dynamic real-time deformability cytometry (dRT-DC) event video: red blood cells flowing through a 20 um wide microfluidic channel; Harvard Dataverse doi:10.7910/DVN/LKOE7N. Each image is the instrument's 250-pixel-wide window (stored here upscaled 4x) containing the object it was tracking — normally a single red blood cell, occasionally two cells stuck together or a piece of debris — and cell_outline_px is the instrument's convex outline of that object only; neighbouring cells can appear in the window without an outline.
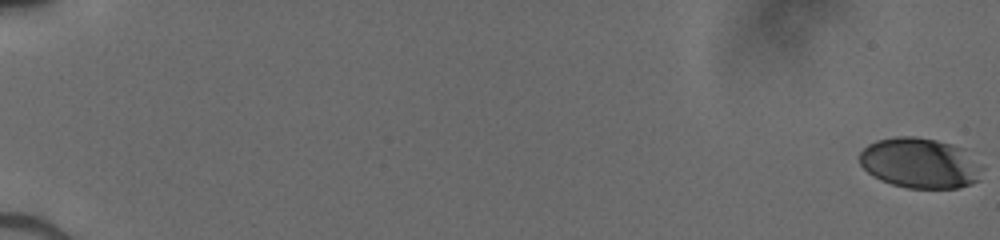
{"species": "human", "species_latin": "Homo sapiens", "temperature_condition": "cold", "stored_images_in_passage": 53, "camera_frame_rate_fps": 3000, "um_per_image_px": 0.085, "donor": {"sex": "male"}, "frame": {"image": 1, "passage_image": 1, "time_ms": 0.0, "image_size_px": [1000, 240], "cell_outline_px": [[984, 168], [980, 180], [972, 184], [956, 188], [908, 188], [892, 184], [880, 180], [872, 176], [860, 164], [860, 152], [868, 144], [876, 140], [896, 136], [916, 136], [936, 140], [952, 144], [964, 148]], "centroid_in_image_um": [78.22, 13.86], "position_along_channel_um": 6.8, "area_um2": 36.36}}
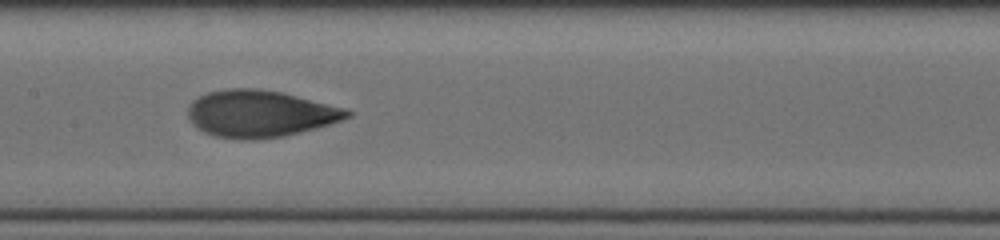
{"frame": {"image": 2, "passage_image": 30, "time_ms": 9.667, "image_size_px": [1000, 240], "cell_outline_px": [[352, 116], [316, 128], [284, 136], [252, 140], [244, 140], [216, 136], [204, 132], [192, 124], [188, 116], [188, 108], [192, 100], [208, 92], [228, 88], [260, 88], [280, 92], [344, 108], [352, 112]], "centroid_in_image_um": [22.06, 9.66], "position_along_channel_um": 185.3, "area_um2": 43.29}}
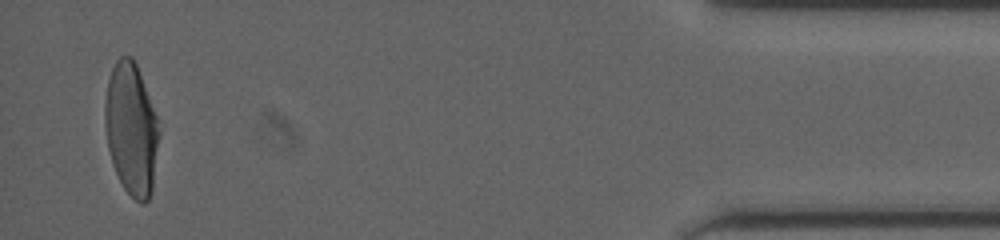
{"frame": {"image": 3, "passage_image": 52, "time_ms": 17.0, "image_size_px": [1000, 240], "cell_outline_px": [[160, 132], [152, 192], [148, 200], [144, 204], [140, 204], [124, 188], [112, 164], [108, 148], [104, 124], [104, 104], [108, 80], [112, 68], [116, 60], [120, 56], [132, 56], [136, 64], [156, 116]], "centroid_in_image_um": [11.15, 10.98], "position_along_channel_um": 424.0, "area_um2": 41.62}}